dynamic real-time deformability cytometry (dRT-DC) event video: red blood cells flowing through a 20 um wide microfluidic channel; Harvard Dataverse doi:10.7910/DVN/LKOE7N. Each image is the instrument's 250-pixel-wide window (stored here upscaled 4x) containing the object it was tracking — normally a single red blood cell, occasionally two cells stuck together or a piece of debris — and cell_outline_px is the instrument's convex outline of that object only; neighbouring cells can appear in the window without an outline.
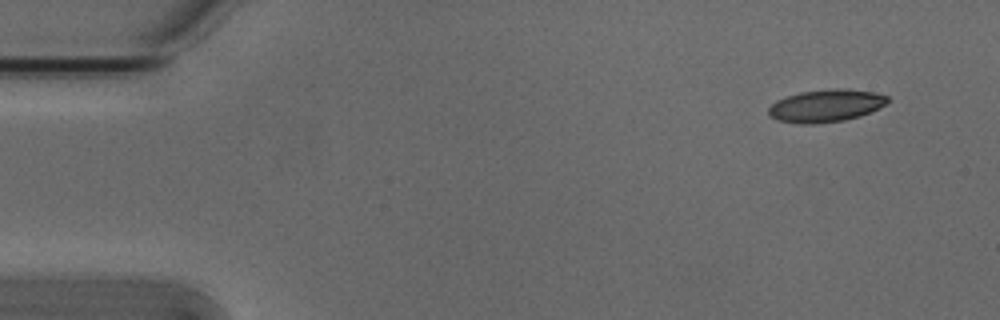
{"species": "Egyptian fruit bat (a non-hibernating species)", "species_latin": "Rousettus aegyptiacus", "temperature_condition": "cold", "stored_images_in_passage": 4, "segment_of_instrument_passage": [1, 2], "camera_frame_rate_fps": 3000, "um_per_image_px": 0.085, "animal": {"sex": "male"}, "frame": {"image": 1, "passage_image": 1, "time_ms": 0.0, "image_size_px": [1000, 320], "cell_outline_px": [[888, 100], [884, 104], [860, 116], [844, 120], [812, 124], [800, 124], [776, 120], [768, 116], [768, 108], [776, 100], [800, 92], [836, 88], [848, 88], [876, 92], [888, 96]], "centroid_in_image_um": [70.16, 8.98], "position_along_channel_um": 14.8, "area_um2": 22.54}}